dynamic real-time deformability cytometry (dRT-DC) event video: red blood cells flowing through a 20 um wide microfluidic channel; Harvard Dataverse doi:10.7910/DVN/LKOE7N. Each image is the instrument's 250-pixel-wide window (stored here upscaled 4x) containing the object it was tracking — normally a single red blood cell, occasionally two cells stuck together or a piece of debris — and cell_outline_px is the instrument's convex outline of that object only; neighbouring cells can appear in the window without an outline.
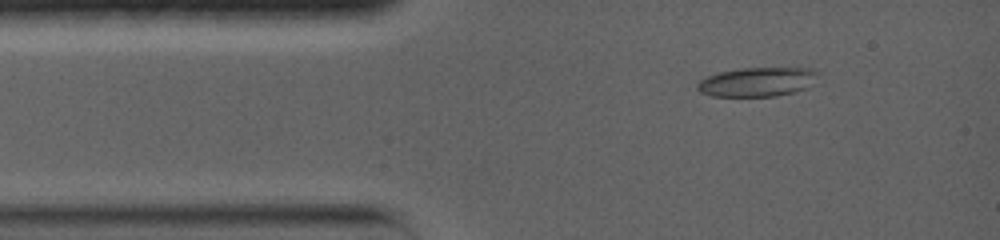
{"species": "common noctule bat (a hibernating species)", "species_latin": "Nyctalus noctula", "temperature_condition": "warm", "stored_images_in_passage": 7, "camera_frame_rate_fps": 5000, "um_per_image_px": 0.085, "animal": {"sex": "female", "body_mass_g": 19.0, "forearm_length_mm": 56.7}, "frame": {"image": 1, "passage_image": 3, "time_ms": 1.4, "image_size_px": [1000, 240], "cell_outline_px": [[816, 72], [808, 88], [776, 96], [712, 96], [700, 92], [696, 88], [696, 84], [700, 80], [708, 76], [720, 72], [740, 68], [808, 68]], "centroid_in_image_um": [64.29, 6.97], "position_along_channel_um": 20.7, "area_um2": 20.17}}
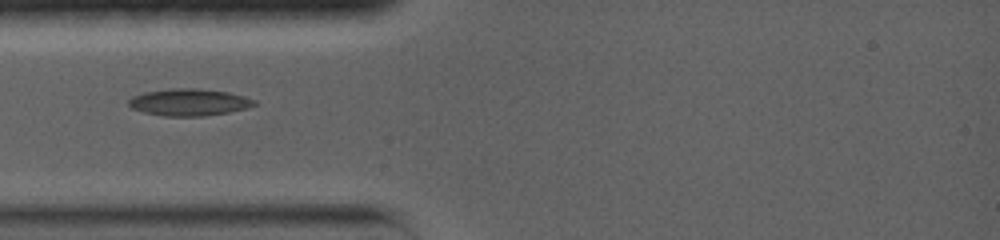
{"frame": {"image": 2, "passage_image": 6, "time_ms": 3.6, "image_size_px": [1000, 240], "cell_outline_px": [[256, 104], [248, 108], [228, 112], [204, 116], [164, 116], [144, 112], [132, 108], [128, 104], [128, 100], [132, 96], [144, 92], [172, 88], [196, 88], [228, 92], [244, 96], [256, 100]], "centroid_in_image_um": [16.07, 8.69], "position_along_channel_um": 68.9, "area_um2": 19.77}}